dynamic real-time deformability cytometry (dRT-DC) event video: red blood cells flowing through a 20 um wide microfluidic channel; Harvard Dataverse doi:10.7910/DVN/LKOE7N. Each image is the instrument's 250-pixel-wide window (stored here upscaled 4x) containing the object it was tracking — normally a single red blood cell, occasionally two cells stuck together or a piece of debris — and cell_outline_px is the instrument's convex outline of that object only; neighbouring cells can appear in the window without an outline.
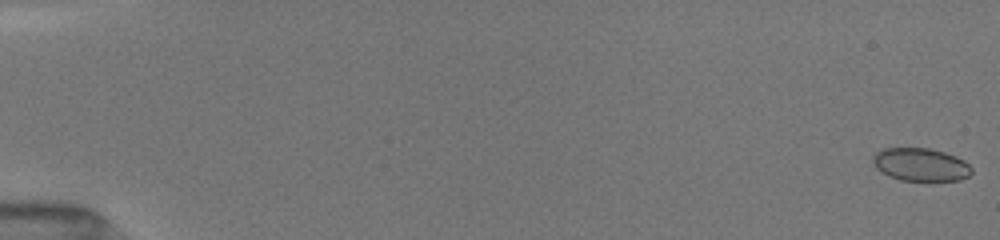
{"species": "common noctule bat (a hibernating species)", "species_latin": "Nyctalus noctula", "temperature_condition": "room temperature", "stored_images_in_passage": 52, "camera_frame_rate_fps": 3000, "um_per_image_px": 0.085, "animal": {"sex": "female", "body_mass_g": 19.5, "forearm_length_mm": 54.1}, "frame": {"image": 1, "passage_image": 1, "time_ms": 0.0, "image_size_px": [1000, 240], "cell_outline_px": [[972, 172], [968, 176], [960, 180], [928, 184], [900, 180], [888, 176], [876, 168], [872, 160], [872, 156], [876, 152], [884, 148], [928, 148], [944, 152], [956, 156], [964, 160], [972, 168]], "centroid_in_image_um": [78.28, 14.04], "position_along_channel_um": 6.7, "area_um2": 19.83}}
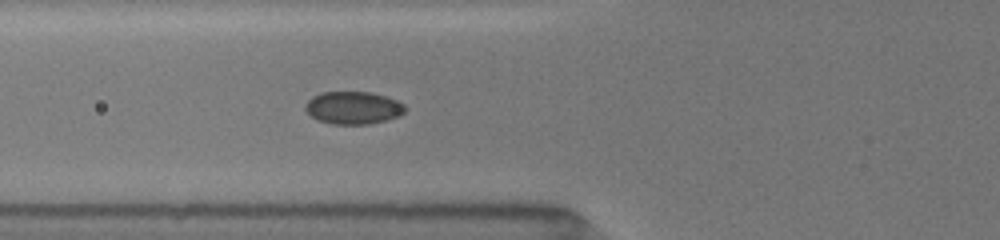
{"frame": {"image": 2, "passage_image": 21, "time_ms": 6.667, "image_size_px": [1000, 240], "cell_outline_px": [[404, 112], [400, 116], [368, 124], [332, 124], [316, 120], [304, 108], [304, 104], [312, 96], [320, 92], [372, 92], [396, 100], [404, 104]], "centroid_in_image_um": [29.98, 9.16], "position_along_channel_um": 95.8, "area_um2": 18.96}}
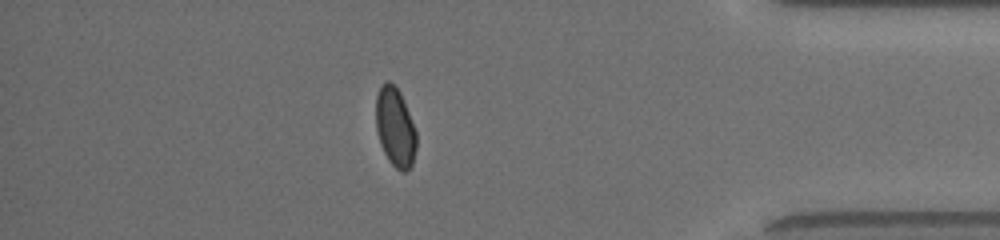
{"frame": {"image": 3, "passage_image": 46, "time_ms": 15.0, "image_size_px": [1000, 240], "cell_outline_px": [[416, 148], [412, 164], [404, 172], [400, 172], [388, 160], [380, 144], [376, 128], [376, 96], [380, 84], [384, 80], [388, 80], [400, 92], [416, 132]], "centroid_in_image_um": [33.57, 10.8], "position_along_channel_um": 401.6, "area_um2": 18.61}, "authors_computed_cell_mechanics": {"area_um2": 19.074, "velocity_mm_per_s": 4.0322, "shape_relaxation_time_tau1_ms": 10.6894, "shape_relaxation_time_tau2_ms": 1.0483, "deformation_change_tau1": 0.1334, "deformation_change_tau2": 0.0346}}